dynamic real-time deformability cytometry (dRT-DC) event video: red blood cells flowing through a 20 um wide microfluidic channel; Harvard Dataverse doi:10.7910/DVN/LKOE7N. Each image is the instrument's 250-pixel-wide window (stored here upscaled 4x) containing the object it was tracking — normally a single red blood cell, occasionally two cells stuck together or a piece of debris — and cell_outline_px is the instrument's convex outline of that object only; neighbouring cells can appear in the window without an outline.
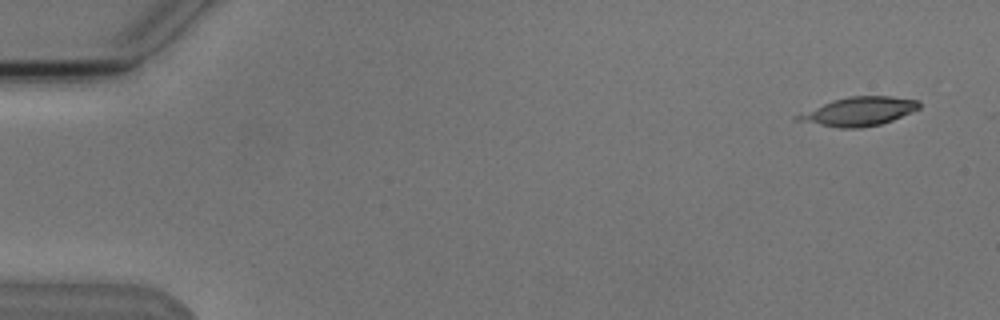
{"species": "Egyptian fruit bat (a non-hibernating species)", "species_latin": "Rousettus aegyptiacus", "temperature_condition": "cold", "stored_images_in_passage": 6, "camera_frame_rate_fps": 3000, "um_per_image_px": 0.085, "animal": {"sex": "male"}, "frame": {"image": 1, "passage_image": 1, "time_ms": 0.0, "image_size_px": [1000, 320], "cell_outline_px": [[920, 108], [912, 112], [892, 120], [880, 124], [860, 128], [840, 128], [792, 120], [792, 116], [832, 100], [848, 96], [892, 96], [920, 100]], "centroid_in_image_um": [72.97, 9.47], "position_along_channel_um": 12.0, "area_um2": 20.52}}